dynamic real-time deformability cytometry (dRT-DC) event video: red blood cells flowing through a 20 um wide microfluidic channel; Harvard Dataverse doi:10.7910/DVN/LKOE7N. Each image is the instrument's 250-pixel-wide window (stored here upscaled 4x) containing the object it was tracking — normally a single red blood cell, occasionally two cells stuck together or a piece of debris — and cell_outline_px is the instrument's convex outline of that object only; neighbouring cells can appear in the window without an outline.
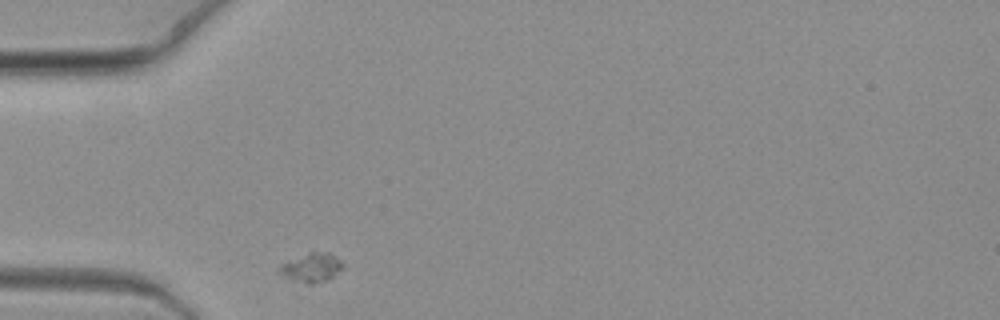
{"species": "common noctule bat (a hibernating species)", "species_latin": "Nyctalus noctula", "temperature_condition": "warm", "stored_images_in_passage": 3, "camera_frame_rate_fps": 3000, "um_per_image_px": 0.085, "animal": {"sex": "female", "body_mass_g": 19.3, "forearm_length_mm": 54.1}, "frame": {"image": 1, "passage_image": 1, "time_ms": 0.0, "image_size_px": [1000, 320], "cell_outline_px": [[344, 264], [332, 276], [324, 280], [312, 284], [308, 284], [292, 280], [280, 272], [276, 268], [280, 264], [288, 260], [312, 252], [328, 252], [340, 260]], "centroid_in_image_um": [26.43, 22.73], "position_along_channel_um": 58.6, "area_um2": 10.35}}